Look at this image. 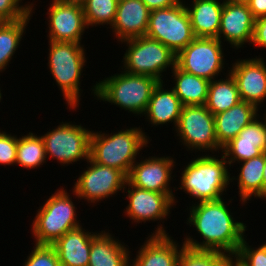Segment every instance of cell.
Listing matches in <instances>:
<instances>
[{
	"label": "cell",
	"instance_id": "1",
	"mask_svg": "<svg viewBox=\"0 0 266 266\" xmlns=\"http://www.w3.org/2000/svg\"><path fill=\"white\" fill-rule=\"evenodd\" d=\"M198 201L189 206L187 224L202 236L201 242L185 237L184 246L194 250L218 251L235 256L246 231V224L234 219L223 200Z\"/></svg>",
	"mask_w": 266,
	"mask_h": 266
},
{
	"label": "cell",
	"instance_id": "2",
	"mask_svg": "<svg viewBox=\"0 0 266 266\" xmlns=\"http://www.w3.org/2000/svg\"><path fill=\"white\" fill-rule=\"evenodd\" d=\"M148 139L140 127H130L113 134L92 131L89 158L96 163L117 168L128 176L137 154L143 147H148Z\"/></svg>",
	"mask_w": 266,
	"mask_h": 266
},
{
	"label": "cell",
	"instance_id": "3",
	"mask_svg": "<svg viewBox=\"0 0 266 266\" xmlns=\"http://www.w3.org/2000/svg\"><path fill=\"white\" fill-rule=\"evenodd\" d=\"M228 162L226 158L202 155L194 158L185 166L182 177H180L181 185L179 188L198 201H210L223 198V192L233 178L228 172ZM231 177V178H230Z\"/></svg>",
	"mask_w": 266,
	"mask_h": 266
},
{
	"label": "cell",
	"instance_id": "4",
	"mask_svg": "<svg viewBox=\"0 0 266 266\" xmlns=\"http://www.w3.org/2000/svg\"><path fill=\"white\" fill-rule=\"evenodd\" d=\"M159 81L145 75H132L122 71L97 82L92 91L98 100L109 102L134 114L143 115L151 94Z\"/></svg>",
	"mask_w": 266,
	"mask_h": 266
},
{
	"label": "cell",
	"instance_id": "5",
	"mask_svg": "<svg viewBox=\"0 0 266 266\" xmlns=\"http://www.w3.org/2000/svg\"><path fill=\"white\" fill-rule=\"evenodd\" d=\"M49 42L48 66L53 79L60 87L69 108L79 106L81 73L86 63L85 49L81 43Z\"/></svg>",
	"mask_w": 266,
	"mask_h": 266
},
{
	"label": "cell",
	"instance_id": "6",
	"mask_svg": "<svg viewBox=\"0 0 266 266\" xmlns=\"http://www.w3.org/2000/svg\"><path fill=\"white\" fill-rule=\"evenodd\" d=\"M68 194L64 188L57 189L37 210L31 225L35 244L53 245L66 232L82 226L77 221V208Z\"/></svg>",
	"mask_w": 266,
	"mask_h": 266
},
{
	"label": "cell",
	"instance_id": "7",
	"mask_svg": "<svg viewBox=\"0 0 266 266\" xmlns=\"http://www.w3.org/2000/svg\"><path fill=\"white\" fill-rule=\"evenodd\" d=\"M128 49L123 56V71L132 75H145L163 81L162 72L176 66V54L159 41L146 35L121 41Z\"/></svg>",
	"mask_w": 266,
	"mask_h": 266
},
{
	"label": "cell",
	"instance_id": "8",
	"mask_svg": "<svg viewBox=\"0 0 266 266\" xmlns=\"http://www.w3.org/2000/svg\"><path fill=\"white\" fill-rule=\"evenodd\" d=\"M146 36L155 39L178 54L196 37L186 4L180 0L176 5L150 12Z\"/></svg>",
	"mask_w": 266,
	"mask_h": 266
},
{
	"label": "cell",
	"instance_id": "9",
	"mask_svg": "<svg viewBox=\"0 0 266 266\" xmlns=\"http://www.w3.org/2000/svg\"><path fill=\"white\" fill-rule=\"evenodd\" d=\"M221 43L218 38L196 37L176 55V66L209 81L216 79L224 68Z\"/></svg>",
	"mask_w": 266,
	"mask_h": 266
},
{
	"label": "cell",
	"instance_id": "10",
	"mask_svg": "<svg viewBox=\"0 0 266 266\" xmlns=\"http://www.w3.org/2000/svg\"><path fill=\"white\" fill-rule=\"evenodd\" d=\"M177 136L183 145L189 150L195 149L206 152H219L222 150L218 146L215 134L214 115L205 105L182 106L178 125L175 129ZM204 150V151H203ZM207 150V151H205Z\"/></svg>",
	"mask_w": 266,
	"mask_h": 266
},
{
	"label": "cell",
	"instance_id": "11",
	"mask_svg": "<svg viewBox=\"0 0 266 266\" xmlns=\"http://www.w3.org/2000/svg\"><path fill=\"white\" fill-rule=\"evenodd\" d=\"M89 129L70 122L60 123L57 128L41 135L45 144L46 159H56L60 164L69 165L89 159L90 136Z\"/></svg>",
	"mask_w": 266,
	"mask_h": 266
},
{
	"label": "cell",
	"instance_id": "12",
	"mask_svg": "<svg viewBox=\"0 0 266 266\" xmlns=\"http://www.w3.org/2000/svg\"><path fill=\"white\" fill-rule=\"evenodd\" d=\"M90 166L82 172L73 185V194L89 203H97L116 194L119 190L123 191L127 176L117 168L105 166L87 160Z\"/></svg>",
	"mask_w": 266,
	"mask_h": 266
},
{
	"label": "cell",
	"instance_id": "13",
	"mask_svg": "<svg viewBox=\"0 0 266 266\" xmlns=\"http://www.w3.org/2000/svg\"><path fill=\"white\" fill-rule=\"evenodd\" d=\"M49 6V41L81 43L88 28L81 1L53 0Z\"/></svg>",
	"mask_w": 266,
	"mask_h": 266
},
{
	"label": "cell",
	"instance_id": "14",
	"mask_svg": "<svg viewBox=\"0 0 266 266\" xmlns=\"http://www.w3.org/2000/svg\"><path fill=\"white\" fill-rule=\"evenodd\" d=\"M174 164L175 161L170 157H148L132 165L127 181L138 188L168 194L176 203L173 190L169 186L176 166Z\"/></svg>",
	"mask_w": 266,
	"mask_h": 266
},
{
	"label": "cell",
	"instance_id": "15",
	"mask_svg": "<svg viewBox=\"0 0 266 266\" xmlns=\"http://www.w3.org/2000/svg\"><path fill=\"white\" fill-rule=\"evenodd\" d=\"M124 190L122 193L127 192L129 199L125 215L134 223L166 219L170 214V208L176 205L168 194L138 188L128 181L125 183Z\"/></svg>",
	"mask_w": 266,
	"mask_h": 266
},
{
	"label": "cell",
	"instance_id": "16",
	"mask_svg": "<svg viewBox=\"0 0 266 266\" xmlns=\"http://www.w3.org/2000/svg\"><path fill=\"white\" fill-rule=\"evenodd\" d=\"M230 68L228 71L236 81L240 99L259 108L266 99V64L263 58L239 59Z\"/></svg>",
	"mask_w": 266,
	"mask_h": 266
},
{
	"label": "cell",
	"instance_id": "17",
	"mask_svg": "<svg viewBox=\"0 0 266 266\" xmlns=\"http://www.w3.org/2000/svg\"><path fill=\"white\" fill-rule=\"evenodd\" d=\"M254 26L255 18L246 2L224 1L217 36L221 42V39L224 38L232 47L234 46V49H238L248 42L251 44Z\"/></svg>",
	"mask_w": 266,
	"mask_h": 266
},
{
	"label": "cell",
	"instance_id": "18",
	"mask_svg": "<svg viewBox=\"0 0 266 266\" xmlns=\"http://www.w3.org/2000/svg\"><path fill=\"white\" fill-rule=\"evenodd\" d=\"M258 118L259 114L222 148L221 155L230 167L236 161L242 163L266 152V113L264 122Z\"/></svg>",
	"mask_w": 266,
	"mask_h": 266
},
{
	"label": "cell",
	"instance_id": "19",
	"mask_svg": "<svg viewBox=\"0 0 266 266\" xmlns=\"http://www.w3.org/2000/svg\"><path fill=\"white\" fill-rule=\"evenodd\" d=\"M168 235L163 225L157 226L155 232L148 236L140 246L136 258L130 261L131 266H177L179 256L185 247Z\"/></svg>",
	"mask_w": 266,
	"mask_h": 266
},
{
	"label": "cell",
	"instance_id": "20",
	"mask_svg": "<svg viewBox=\"0 0 266 266\" xmlns=\"http://www.w3.org/2000/svg\"><path fill=\"white\" fill-rule=\"evenodd\" d=\"M150 10L142 0H118L111 30L120 41L146 35Z\"/></svg>",
	"mask_w": 266,
	"mask_h": 266
},
{
	"label": "cell",
	"instance_id": "21",
	"mask_svg": "<svg viewBox=\"0 0 266 266\" xmlns=\"http://www.w3.org/2000/svg\"><path fill=\"white\" fill-rule=\"evenodd\" d=\"M96 234L80 226L60 237L52 246L61 266H88L91 241Z\"/></svg>",
	"mask_w": 266,
	"mask_h": 266
},
{
	"label": "cell",
	"instance_id": "22",
	"mask_svg": "<svg viewBox=\"0 0 266 266\" xmlns=\"http://www.w3.org/2000/svg\"><path fill=\"white\" fill-rule=\"evenodd\" d=\"M258 110L259 108L255 105L241 100L230 109L214 115L218 146L222 149L234 139L245 126L258 116Z\"/></svg>",
	"mask_w": 266,
	"mask_h": 266
},
{
	"label": "cell",
	"instance_id": "23",
	"mask_svg": "<svg viewBox=\"0 0 266 266\" xmlns=\"http://www.w3.org/2000/svg\"><path fill=\"white\" fill-rule=\"evenodd\" d=\"M164 90L163 81L159 82L152 91L146 111L143 115L151 124L163 125L173 122L175 129L178 125L182 104L173 89Z\"/></svg>",
	"mask_w": 266,
	"mask_h": 266
},
{
	"label": "cell",
	"instance_id": "24",
	"mask_svg": "<svg viewBox=\"0 0 266 266\" xmlns=\"http://www.w3.org/2000/svg\"><path fill=\"white\" fill-rule=\"evenodd\" d=\"M129 253L125 244L102 231L92 238L88 266H129Z\"/></svg>",
	"mask_w": 266,
	"mask_h": 266
},
{
	"label": "cell",
	"instance_id": "25",
	"mask_svg": "<svg viewBox=\"0 0 266 266\" xmlns=\"http://www.w3.org/2000/svg\"><path fill=\"white\" fill-rule=\"evenodd\" d=\"M219 0H193L186 5L195 37L217 38L220 29L223 2Z\"/></svg>",
	"mask_w": 266,
	"mask_h": 266
},
{
	"label": "cell",
	"instance_id": "26",
	"mask_svg": "<svg viewBox=\"0 0 266 266\" xmlns=\"http://www.w3.org/2000/svg\"><path fill=\"white\" fill-rule=\"evenodd\" d=\"M174 84L172 87L183 106L205 105L210 81L186 73L177 66L172 70Z\"/></svg>",
	"mask_w": 266,
	"mask_h": 266
},
{
	"label": "cell",
	"instance_id": "27",
	"mask_svg": "<svg viewBox=\"0 0 266 266\" xmlns=\"http://www.w3.org/2000/svg\"><path fill=\"white\" fill-rule=\"evenodd\" d=\"M265 166V152L260 156L243 161L238 178L240 202L242 204L252 196L263 199V170Z\"/></svg>",
	"mask_w": 266,
	"mask_h": 266
},
{
	"label": "cell",
	"instance_id": "28",
	"mask_svg": "<svg viewBox=\"0 0 266 266\" xmlns=\"http://www.w3.org/2000/svg\"><path fill=\"white\" fill-rule=\"evenodd\" d=\"M240 101L236 81L230 73L227 74L226 79L210 81L205 107L213 115L230 109Z\"/></svg>",
	"mask_w": 266,
	"mask_h": 266
},
{
	"label": "cell",
	"instance_id": "29",
	"mask_svg": "<svg viewBox=\"0 0 266 266\" xmlns=\"http://www.w3.org/2000/svg\"><path fill=\"white\" fill-rule=\"evenodd\" d=\"M33 10L24 18L11 22H0V72L7 67L25 34Z\"/></svg>",
	"mask_w": 266,
	"mask_h": 266
},
{
	"label": "cell",
	"instance_id": "30",
	"mask_svg": "<svg viewBox=\"0 0 266 266\" xmlns=\"http://www.w3.org/2000/svg\"><path fill=\"white\" fill-rule=\"evenodd\" d=\"M46 163L45 144L42 136L30 132L17 137V159L15 165L26 169L37 168Z\"/></svg>",
	"mask_w": 266,
	"mask_h": 266
},
{
	"label": "cell",
	"instance_id": "31",
	"mask_svg": "<svg viewBox=\"0 0 266 266\" xmlns=\"http://www.w3.org/2000/svg\"><path fill=\"white\" fill-rule=\"evenodd\" d=\"M87 27L113 25L116 17L118 0H80Z\"/></svg>",
	"mask_w": 266,
	"mask_h": 266
},
{
	"label": "cell",
	"instance_id": "32",
	"mask_svg": "<svg viewBox=\"0 0 266 266\" xmlns=\"http://www.w3.org/2000/svg\"><path fill=\"white\" fill-rule=\"evenodd\" d=\"M228 262V254L184 247L179 256L177 266H227Z\"/></svg>",
	"mask_w": 266,
	"mask_h": 266
},
{
	"label": "cell",
	"instance_id": "33",
	"mask_svg": "<svg viewBox=\"0 0 266 266\" xmlns=\"http://www.w3.org/2000/svg\"><path fill=\"white\" fill-rule=\"evenodd\" d=\"M34 245L35 247L23 266H61L56 250L52 245Z\"/></svg>",
	"mask_w": 266,
	"mask_h": 266
},
{
	"label": "cell",
	"instance_id": "34",
	"mask_svg": "<svg viewBox=\"0 0 266 266\" xmlns=\"http://www.w3.org/2000/svg\"><path fill=\"white\" fill-rule=\"evenodd\" d=\"M245 239L244 237L235 257L245 266H266V242L254 249Z\"/></svg>",
	"mask_w": 266,
	"mask_h": 266
},
{
	"label": "cell",
	"instance_id": "35",
	"mask_svg": "<svg viewBox=\"0 0 266 266\" xmlns=\"http://www.w3.org/2000/svg\"><path fill=\"white\" fill-rule=\"evenodd\" d=\"M22 0H0V22L17 21L26 17L33 8V3L20 5Z\"/></svg>",
	"mask_w": 266,
	"mask_h": 266
},
{
	"label": "cell",
	"instance_id": "36",
	"mask_svg": "<svg viewBox=\"0 0 266 266\" xmlns=\"http://www.w3.org/2000/svg\"><path fill=\"white\" fill-rule=\"evenodd\" d=\"M15 136V137H14ZM17 159V136L0 131V164L14 165Z\"/></svg>",
	"mask_w": 266,
	"mask_h": 266
},
{
	"label": "cell",
	"instance_id": "37",
	"mask_svg": "<svg viewBox=\"0 0 266 266\" xmlns=\"http://www.w3.org/2000/svg\"><path fill=\"white\" fill-rule=\"evenodd\" d=\"M251 44L266 48V16L255 19L254 34Z\"/></svg>",
	"mask_w": 266,
	"mask_h": 266
},
{
	"label": "cell",
	"instance_id": "38",
	"mask_svg": "<svg viewBox=\"0 0 266 266\" xmlns=\"http://www.w3.org/2000/svg\"><path fill=\"white\" fill-rule=\"evenodd\" d=\"M246 4L255 19L266 16V0H247Z\"/></svg>",
	"mask_w": 266,
	"mask_h": 266
},
{
	"label": "cell",
	"instance_id": "39",
	"mask_svg": "<svg viewBox=\"0 0 266 266\" xmlns=\"http://www.w3.org/2000/svg\"><path fill=\"white\" fill-rule=\"evenodd\" d=\"M147 8L152 11L155 9L169 8L176 5L180 0H142Z\"/></svg>",
	"mask_w": 266,
	"mask_h": 266
},
{
	"label": "cell",
	"instance_id": "40",
	"mask_svg": "<svg viewBox=\"0 0 266 266\" xmlns=\"http://www.w3.org/2000/svg\"><path fill=\"white\" fill-rule=\"evenodd\" d=\"M227 266H245V265L242 264L235 256L229 255V262Z\"/></svg>",
	"mask_w": 266,
	"mask_h": 266
},
{
	"label": "cell",
	"instance_id": "41",
	"mask_svg": "<svg viewBox=\"0 0 266 266\" xmlns=\"http://www.w3.org/2000/svg\"><path fill=\"white\" fill-rule=\"evenodd\" d=\"M266 199V152H265V166L263 170V200Z\"/></svg>",
	"mask_w": 266,
	"mask_h": 266
},
{
	"label": "cell",
	"instance_id": "42",
	"mask_svg": "<svg viewBox=\"0 0 266 266\" xmlns=\"http://www.w3.org/2000/svg\"><path fill=\"white\" fill-rule=\"evenodd\" d=\"M229 2H246L247 0H224Z\"/></svg>",
	"mask_w": 266,
	"mask_h": 266
},
{
	"label": "cell",
	"instance_id": "43",
	"mask_svg": "<svg viewBox=\"0 0 266 266\" xmlns=\"http://www.w3.org/2000/svg\"><path fill=\"white\" fill-rule=\"evenodd\" d=\"M1 98H2V93H1V89H0V100H1ZM1 102V101H0Z\"/></svg>",
	"mask_w": 266,
	"mask_h": 266
}]
</instances>
